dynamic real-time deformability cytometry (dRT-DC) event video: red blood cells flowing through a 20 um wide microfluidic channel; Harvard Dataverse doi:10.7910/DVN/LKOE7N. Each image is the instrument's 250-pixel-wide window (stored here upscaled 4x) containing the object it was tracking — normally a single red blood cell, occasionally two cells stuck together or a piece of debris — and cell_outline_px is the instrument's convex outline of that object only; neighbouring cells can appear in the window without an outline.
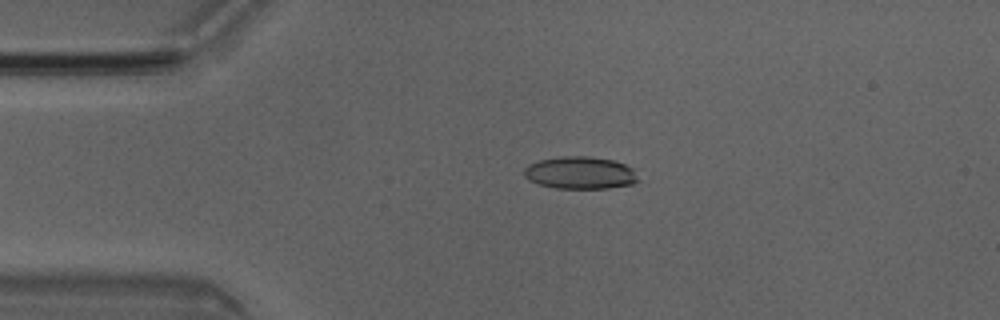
{"species": "Egyptian fruit bat (a non-hibernating species)", "species_latin": "Rousettus aegyptiacus", "temperature_condition": "room temperature", "stored_images_in_passage": 44, "camera_frame_rate_fps": 3000, "um_per_image_px": 0.085, "animal": {"sex": "male"}, "frame": {"image": 1, "passage_image": 5, "time_ms": 1.333, "image_size_px": [1000, 320], "cell_outline_px": [[640, 180], [632, 184], [608, 188], [556, 188], [540, 184], [528, 180], [524, 176], [524, 168], [528, 164], [540, 160], [560, 156], [588, 156], [612, 160], [624, 164], [632, 168]], "centroid_in_image_um": [49.3, 14.68], "position_along_channel_um": 35.7, "area_um2": 21.5}}
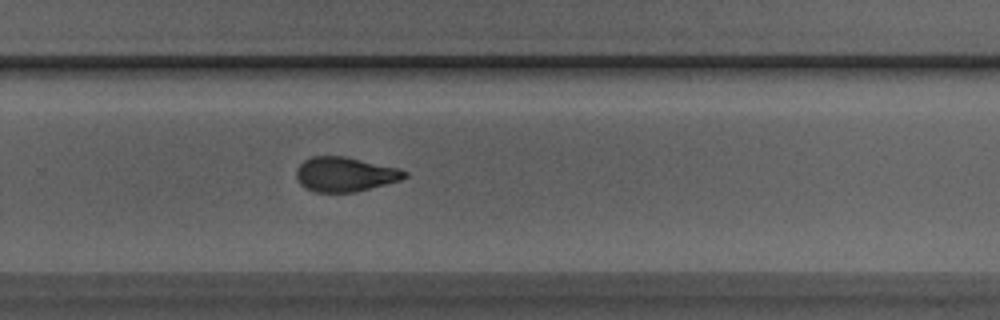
{"frame": {"image": 2, "passage_image": 27, "time_ms": 8.667, "image_size_px": [1000, 320], "cell_outline_px": [[408, 176], [400, 180], [356, 192], [316, 192], [304, 188], [296, 180], [296, 168], [304, 160], [312, 156], [344, 156], [400, 168], [408, 172]], "centroid_in_image_um": [29.31, 14.81], "position_along_channel_um": 300.5, "area_um2": 21.96}}
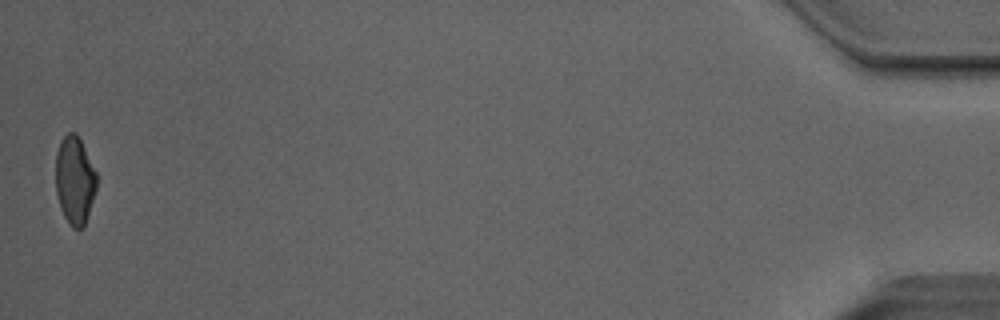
{"frame": {"image": 3, "passage_image": 44, "time_ms": 14.333, "image_size_px": [1000, 320], "cell_outline_px": [[96, 188], [84, 224], [80, 228], [72, 228], [68, 224], [60, 208], [56, 192], [56, 152], [60, 140], [68, 132], [76, 132], [96, 172]], "centroid_in_image_um": [6.32, 15.3], "position_along_channel_um": 428.9, "area_um2": 20.69}, "authors_computed_cell_mechanics": {"area_um2": 21.964, "velocity_mm_per_s": 4.067, "shape_relaxation_time_tau1_ms": 6.9712, "shape_relaxation_time_tau2_ms": 2.0551, "deformation_change_tau1": 0.1788, "deformation_change_tau2": 0.0869}}